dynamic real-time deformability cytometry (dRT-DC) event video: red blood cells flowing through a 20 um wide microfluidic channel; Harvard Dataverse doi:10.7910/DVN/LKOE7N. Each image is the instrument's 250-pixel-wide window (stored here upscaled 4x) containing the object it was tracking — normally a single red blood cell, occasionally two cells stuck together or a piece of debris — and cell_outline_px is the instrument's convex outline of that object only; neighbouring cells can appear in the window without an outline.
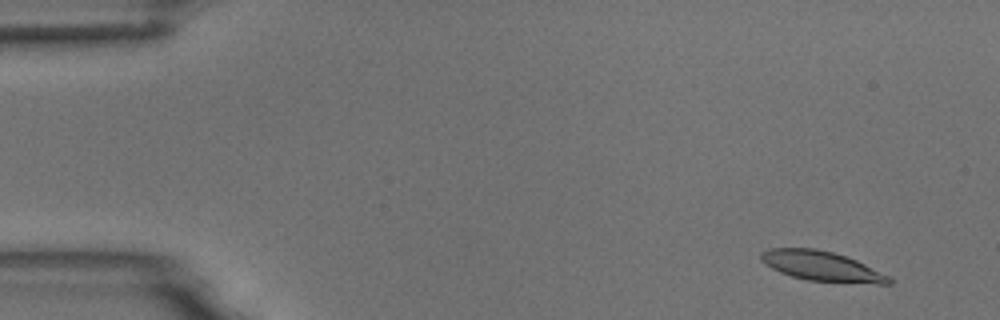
{"species": "common noctule bat (a hibernating species)", "species_latin": "Nyctalus noctula", "temperature_condition": "room temperature", "stored_images_in_passage": 56, "camera_frame_rate_fps": 3000, "um_per_image_px": 0.085, "animal": {"sex": "male", "body_mass_g": 18.8}, "frame": {"image": 1, "passage_image": 5, "time_ms": 1.333, "image_size_px": [1000, 320], "cell_outline_px": [[892, 284], [876, 284], [808, 280], [792, 276], [780, 272], [764, 264], [760, 260], [760, 252], [768, 248], [816, 248], [832, 252], [856, 260], [892, 276]], "centroid_in_image_um": [69.86, 22.62], "position_along_channel_um": 15.1, "area_um2": 22.37}}
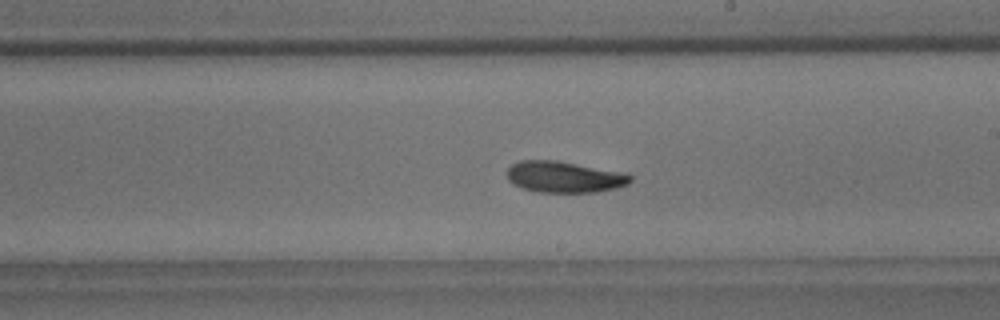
{"frame": {"image": 2, "passage_image": 33, "time_ms": 10.667, "image_size_px": [1000, 320], "cell_outline_px": [[632, 180], [628, 184], [616, 188], [596, 192], [540, 192], [524, 188], [512, 184], [508, 180], [508, 168], [512, 164], [520, 160], [556, 160], [628, 172], [632, 176]], "centroid_in_image_um": [48.02, 15.03], "position_along_channel_um": 241.0, "area_um2": 22.72}}
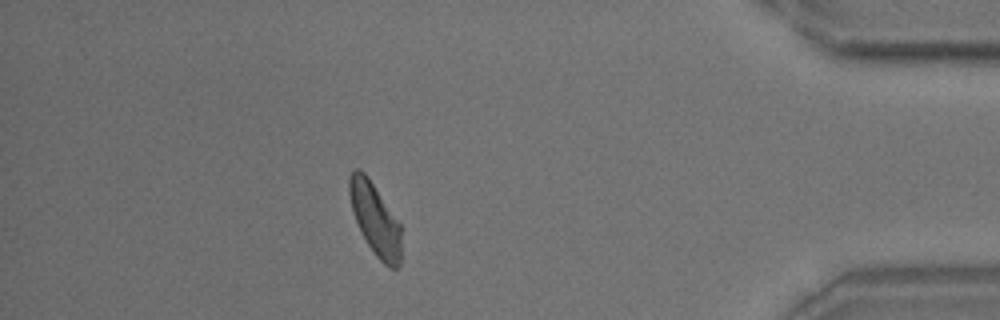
{"frame": {"image": 3, "passage_image": 50, "time_ms": 16.333, "image_size_px": [1000, 320], "cell_outline_px": [[400, 264], [396, 268], [388, 268], [376, 256], [368, 244], [352, 212], [348, 192], [348, 180], [352, 172], [356, 168], [360, 168], [364, 172], [400, 224]], "centroid_in_image_um": [31.86, 18.63], "position_along_channel_um": 403.3, "area_um2": 21.27}, "authors_computed_cell_mechanics": {"area_um2": 22.3975, "velocity_mm_per_s": 3.6277, "shape_relaxation_time_tau1_ms": 3.9171, "shape_relaxation_time_tau2_ms": 7.5236, "deformation_change_tau1": 0.1499, "deformation_change_tau2": 0.1472}}